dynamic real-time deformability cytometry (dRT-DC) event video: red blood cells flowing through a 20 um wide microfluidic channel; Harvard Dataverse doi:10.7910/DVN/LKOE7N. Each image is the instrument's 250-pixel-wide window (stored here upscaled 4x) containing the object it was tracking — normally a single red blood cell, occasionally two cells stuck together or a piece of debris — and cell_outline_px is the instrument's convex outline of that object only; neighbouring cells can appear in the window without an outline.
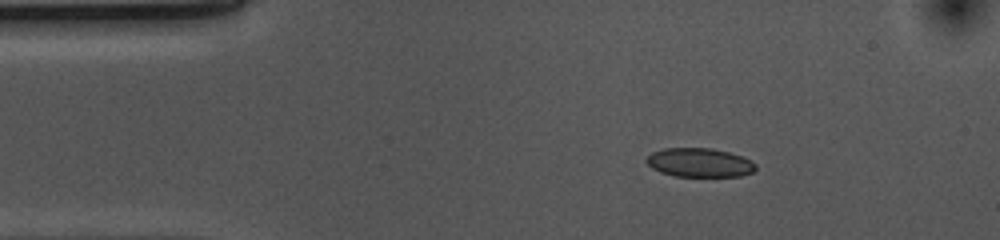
{"species": "common noctule bat (a hibernating species)", "species_latin": "Nyctalus noctula", "temperature_condition": "cold", "stored_images_in_passage": 46, "camera_frame_rate_fps": 3000, "um_per_image_px": 0.085, "animal": {"sex": "female", "body_mass_g": 10.0, "forearm_length_mm": 53.1}, "frame": {"image": 1, "passage_image": 1, "time_ms": 0.0, "image_size_px": [1000, 240], "cell_outline_px": [[756, 168], [752, 172], [740, 176], [676, 176], [660, 172], [652, 168], [644, 160], [652, 152], [664, 148], [712, 148], [728, 152], [752, 160], [756, 164]], "centroid_in_image_um": [59.45, 13.81], "position_along_channel_um": 25.6, "area_um2": 18.38}}
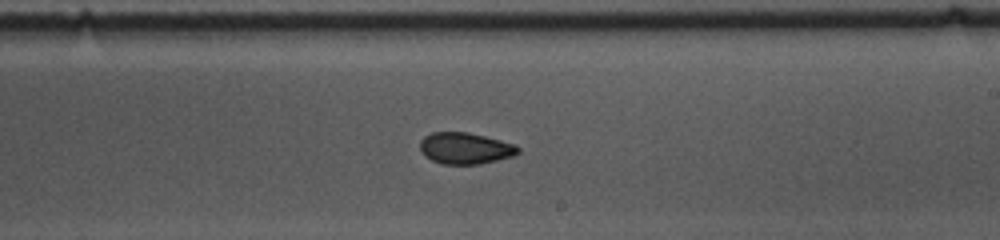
{"frame": {"image": 2, "passage_image": 23, "time_ms": 7.333, "image_size_px": [1000, 240], "cell_outline_px": [[520, 152], [516, 156], [480, 164], [440, 164], [424, 156], [420, 152], [420, 140], [424, 136], [432, 132], [468, 132], [516, 144], [520, 148]], "centroid_in_image_um": [39.55, 12.61], "position_along_channel_um": 249.4, "area_um2": 18.26}}
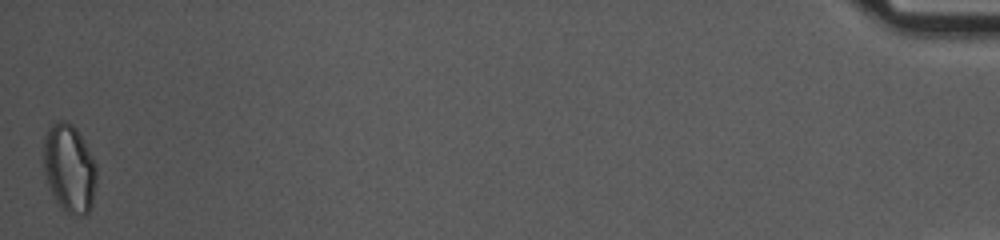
{"frame": {"image": 3, "passage_image": 46, "time_ms": 15.0, "image_size_px": [1000, 240], "cell_outline_px": [[96, 184], [92, 204], [88, 212], [84, 216], [72, 216], [64, 212], [60, 208], [48, 184], [44, 168], [44, 136], [48, 128], [52, 124], [60, 120], [64, 120], [72, 124], [76, 128], [92, 156], [96, 164]], "centroid_in_image_um": [5.9, 14.34], "position_along_channel_um": 429.3, "area_um2": 27.34}, "authors_computed_cell_mechanics": {"area_um2": 18.6983, "velocity_mm_per_s": 3.6772, "shape_relaxation_time_tau1_ms": 3.5876, "shape_relaxation_time_tau2_ms": 2.761, "deformation_change_tau1": 0.0802, "deformation_change_tau2": 0.0579}}